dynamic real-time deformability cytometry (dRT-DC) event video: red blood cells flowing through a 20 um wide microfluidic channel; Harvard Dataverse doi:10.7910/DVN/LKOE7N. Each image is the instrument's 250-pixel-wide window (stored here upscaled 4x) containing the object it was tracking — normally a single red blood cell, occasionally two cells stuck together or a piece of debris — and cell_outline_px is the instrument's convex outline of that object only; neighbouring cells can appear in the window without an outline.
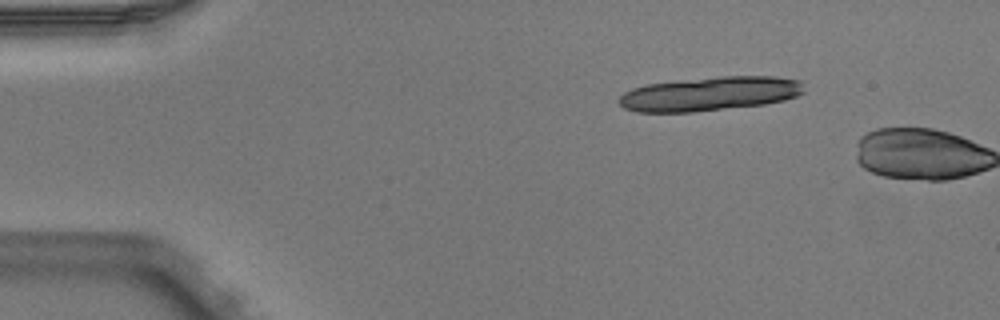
{"species": "Egyptian fruit bat (a non-hibernating species)", "species_latin": "Rousettus aegyptiacus", "temperature_condition": "warm", "stored_images_in_passage": 2, "camera_frame_rate_fps": 3000, "um_per_image_px": 0.085, "animal": {"sex": "male"}, "frame": {"image": 1, "passage_image": 2, "time_ms": 0.333, "image_size_px": [1000, 320], "cell_outline_px": [[804, 92], [796, 96], [784, 100], [764, 104], [692, 112], [636, 112], [624, 108], [616, 100], [624, 92], [632, 88], [644, 84], [720, 76], [776, 76], [800, 80]], "centroid_in_image_um": [60.3, 7.97], "position_along_channel_um": 24.7, "area_um2": 36.82}}